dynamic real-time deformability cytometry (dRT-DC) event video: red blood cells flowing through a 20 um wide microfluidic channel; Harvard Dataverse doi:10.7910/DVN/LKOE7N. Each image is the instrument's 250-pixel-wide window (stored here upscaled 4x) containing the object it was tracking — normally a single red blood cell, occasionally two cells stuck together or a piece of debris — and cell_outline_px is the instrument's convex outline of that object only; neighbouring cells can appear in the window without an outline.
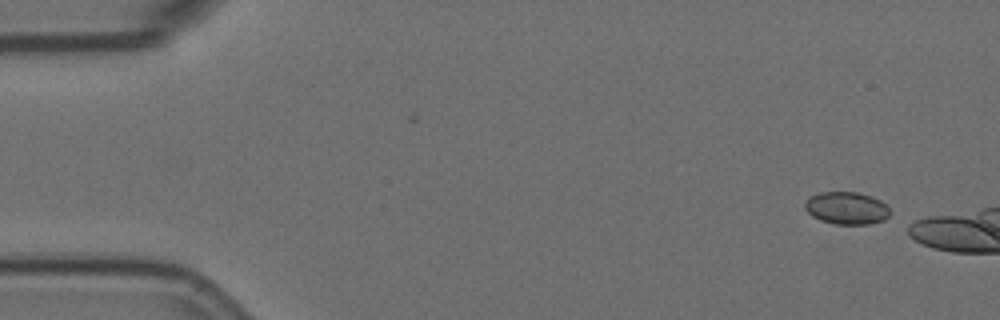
{"species": "Egyptian fruit bat (a non-hibernating species)", "species_latin": "Rousettus aegyptiacus", "temperature_condition": "room temperature", "stored_images_in_passage": 3, "camera_frame_rate_fps": 3000, "um_per_image_px": 0.085, "animal": {"sex": "female"}, "frame": {"image": 1, "passage_image": 3, "time_ms": 0.667, "image_size_px": [1000, 320], "cell_outline_px": [[892, 216], [884, 220], [868, 224], [836, 224], [820, 220], [812, 216], [804, 208], [804, 204], [808, 196], [820, 192], [860, 192], [872, 196], [880, 200], [892, 212]], "centroid_in_image_um": [71.97, 17.68], "position_along_channel_um": 13.0, "area_um2": 16.36}}